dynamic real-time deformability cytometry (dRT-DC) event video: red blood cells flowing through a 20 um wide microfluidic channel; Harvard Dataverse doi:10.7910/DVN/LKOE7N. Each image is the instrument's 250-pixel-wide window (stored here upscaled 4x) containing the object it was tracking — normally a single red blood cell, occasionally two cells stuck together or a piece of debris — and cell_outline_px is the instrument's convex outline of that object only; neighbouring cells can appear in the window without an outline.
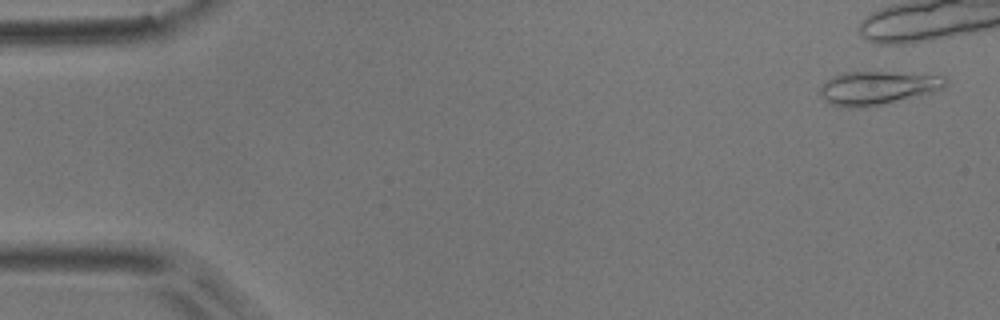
{"species": "common noctule bat (a hibernating species)", "species_latin": "Nyctalus noctula", "temperature_condition": "room temperature", "stored_images_in_passage": 7, "camera_frame_rate_fps": 3000, "um_per_image_px": 0.085, "animal": {"sex": "male", "body_mass_g": 17.9}, "frame": {"image": 1, "passage_image": 1, "time_ms": 0.0, "image_size_px": [1000, 320], "cell_outline_px": [[948, 84], [944, 88], [916, 96], [864, 108], [848, 108], [832, 104], [824, 100], [820, 92], [820, 88], [832, 76], [844, 72], [888, 72], [944, 76], [948, 80]], "centroid_in_image_um": [74.59, 7.47], "position_along_channel_um": 10.4, "area_um2": 24.22}}